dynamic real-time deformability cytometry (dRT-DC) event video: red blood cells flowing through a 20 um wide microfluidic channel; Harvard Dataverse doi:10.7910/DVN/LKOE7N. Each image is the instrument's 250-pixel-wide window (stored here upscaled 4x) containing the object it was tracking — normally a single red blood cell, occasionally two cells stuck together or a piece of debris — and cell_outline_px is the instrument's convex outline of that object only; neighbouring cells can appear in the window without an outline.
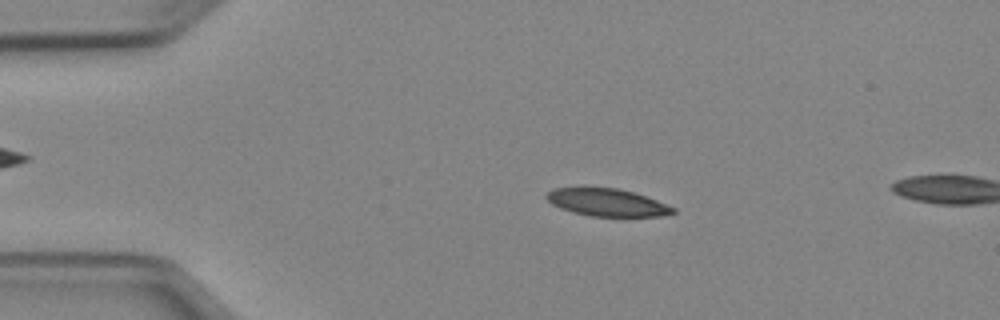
{"species": "Egyptian fruit bat (a non-hibernating species)", "species_latin": "Rousettus aegyptiacus", "temperature_condition": "cold", "stored_images_in_passage": 13, "camera_frame_rate_fps": 3000, "um_per_image_px": 0.085, "animal": {"sex": "female"}, "frame": {"image": 1, "passage_image": 10, "time_ms": 3.0, "image_size_px": [1000, 320], "cell_outline_px": [[676, 212], [660, 216], [592, 216], [572, 212], [560, 208], [552, 204], [544, 196], [552, 188], [584, 184], [620, 188], [656, 200], [676, 208]], "centroid_in_image_um": [51.5, 17.15], "position_along_channel_um": 33.5, "area_um2": 21.04}}